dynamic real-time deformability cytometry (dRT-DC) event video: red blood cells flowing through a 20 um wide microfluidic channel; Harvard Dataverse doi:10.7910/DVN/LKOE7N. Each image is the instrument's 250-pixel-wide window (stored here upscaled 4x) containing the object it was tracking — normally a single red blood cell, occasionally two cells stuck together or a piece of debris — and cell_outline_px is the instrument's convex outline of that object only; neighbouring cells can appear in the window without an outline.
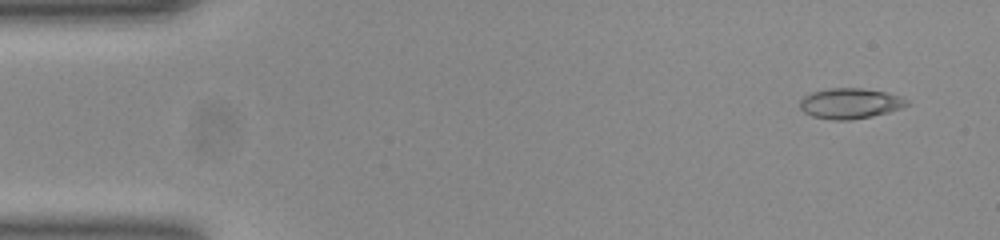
{"species": "common noctule bat (a hibernating species)", "species_latin": "Nyctalus noctula", "temperature_condition": "room temperature", "stored_images_in_passage": 52, "camera_frame_rate_fps": 3000, "um_per_image_px": 0.085, "animal": {"sex": "female", "body_mass_g": 23.0, "forearm_length_mm": 53.4}, "frame": {"image": 1, "passage_image": 3, "time_ms": 0.667, "image_size_px": [1000, 240], "cell_outline_px": [[912, 104], [888, 112], [872, 116], [848, 120], [832, 120], [812, 116], [804, 112], [800, 108], [800, 100], [804, 96], [812, 92], [828, 88], [860, 88], [884, 92], [900, 96], [908, 100]], "centroid_in_image_um": [72.26, 8.79], "position_along_channel_um": 12.7, "area_um2": 18.96}}
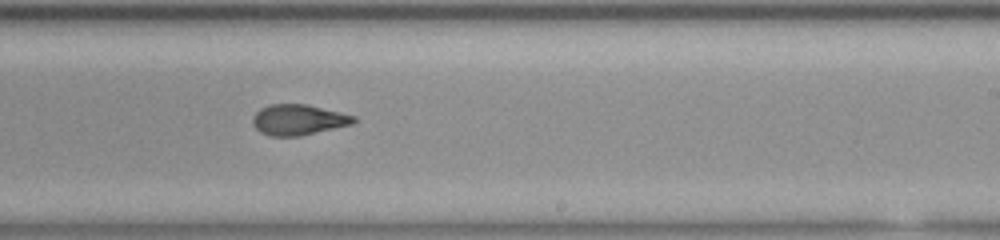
{"frame": {"image": 2, "passage_image": 31, "time_ms": 10.0, "image_size_px": [1000, 240], "cell_outline_px": [[356, 120], [352, 124], [300, 136], [268, 136], [260, 132], [252, 124], [252, 116], [260, 108], [268, 104], [304, 104], [340, 112], [356, 116]], "centroid_in_image_um": [25.32, 10.18], "position_along_channel_um": 263.7, "area_um2": 18.03}}
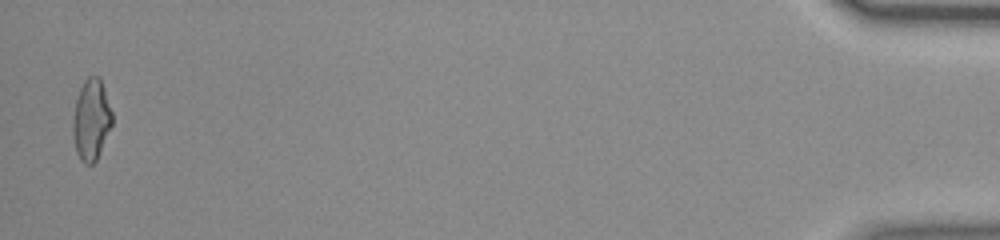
{"frame": {"image": 3, "passage_image": 51, "time_ms": 16.667, "image_size_px": [1000, 240], "cell_outline_px": [[112, 124], [96, 160], [92, 164], [84, 164], [80, 160], [76, 152], [72, 136], [72, 124], [76, 100], [80, 88], [84, 80], [88, 76], [100, 76], [112, 112]], "centroid_in_image_um": [7.74, 10.18], "position_along_channel_um": 427.5, "area_um2": 18.55}, "authors_computed_cell_mechanics": {"area_um2": 18.3804, "velocity_mm_per_s": 3.8955, "shape_relaxation_time_tau1_ms": null, "shape_relaxation_time_tau2_ms": 1.6913, "deformation_change_tau1": null, "deformation_change_tau2": 0.0776}}